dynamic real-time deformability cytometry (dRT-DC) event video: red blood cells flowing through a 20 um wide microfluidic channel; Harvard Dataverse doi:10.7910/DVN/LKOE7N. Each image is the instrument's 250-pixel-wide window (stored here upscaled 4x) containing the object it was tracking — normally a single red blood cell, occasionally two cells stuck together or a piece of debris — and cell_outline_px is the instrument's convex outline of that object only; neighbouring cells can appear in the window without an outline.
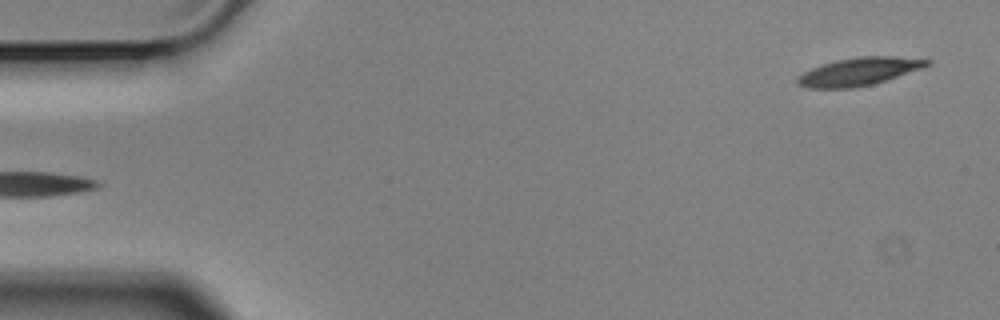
{"species": "Egyptian fruit bat (a non-hibernating species)", "species_latin": "Rousettus aegyptiacus", "temperature_condition": "cold", "stored_images_in_passage": 5, "segment_of_instrument_passage": [2, 2], "camera_frame_rate_fps": 3000, "um_per_image_px": 0.085, "animal": {"sex": "male"}, "frame": {"image": 1, "passage_image": 5, "time_ms": 1.333, "image_size_px": [1000, 320], "cell_outline_px": [[932, 64], [924, 68], [872, 84], [852, 88], [808, 88], [796, 84], [796, 76], [812, 68], [836, 60], [860, 56], [896, 56], [932, 60]], "centroid_in_image_um": [73.03, 6.08], "position_along_channel_um": 12.0, "area_um2": 21.1}}